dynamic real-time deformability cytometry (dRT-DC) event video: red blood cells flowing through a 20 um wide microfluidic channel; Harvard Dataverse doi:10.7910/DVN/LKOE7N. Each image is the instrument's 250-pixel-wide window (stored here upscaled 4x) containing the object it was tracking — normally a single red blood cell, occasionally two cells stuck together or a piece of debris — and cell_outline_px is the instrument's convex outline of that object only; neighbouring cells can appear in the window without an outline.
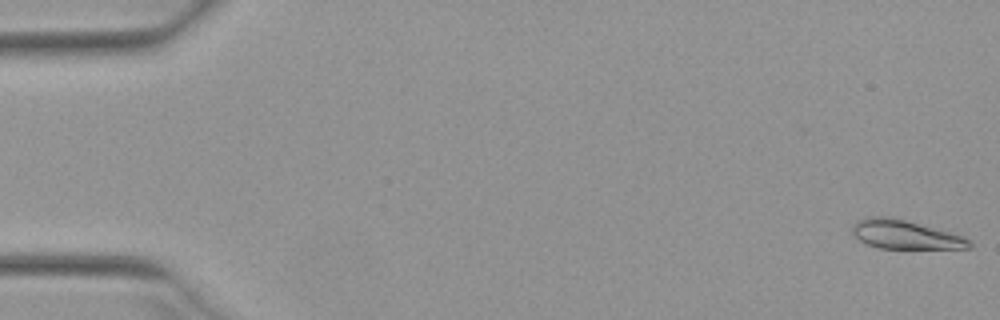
{"species": "Egyptian fruit bat (a non-hibernating species)", "species_latin": "Rousettus aegyptiacus", "temperature_condition": "warm", "stored_images_in_passage": 52, "camera_frame_rate_fps": 3000, "um_per_image_px": 0.085, "animal": {"sex": "female"}, "frame": {"image": 1, "passage_image": 1, "time_ms": 0.0, "image_size_px": [1000, 320], "cell_outline_px": [[972, 248], [880, 248], [864, 244], [852, 232], [852, 224], [856, 220], [868, 216], [888, 216], [904, 220], [964, 236], [972, 240]], "centroid_in_image_um": [76.91, 19.93], "position_along_channel_um": 8.1, "area_um2": 19.59}}
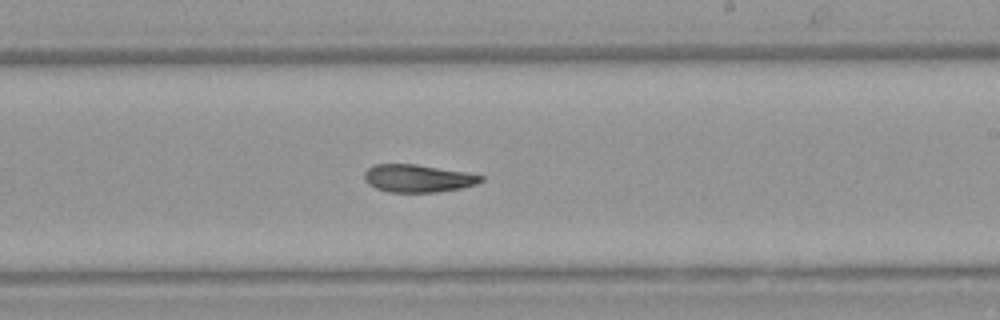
{"frame": {"image": 2, "passage_image": 31, "time_ms": 10.0, "image_size_px": [1000, 320], "cell_outline_px": [[484, 180], [476, 184], [460, 188], [436, 192], [388, 192], [376, 188], [368, 184], [364, 180], [364, 172], [368, 168], [376, 164], [416, 164], [468, 172], [484, 176]], "centroid_in_image_um": [35.52, 15.15], "position_along_channel_um": 253.5, "area_um2": 18.9}}
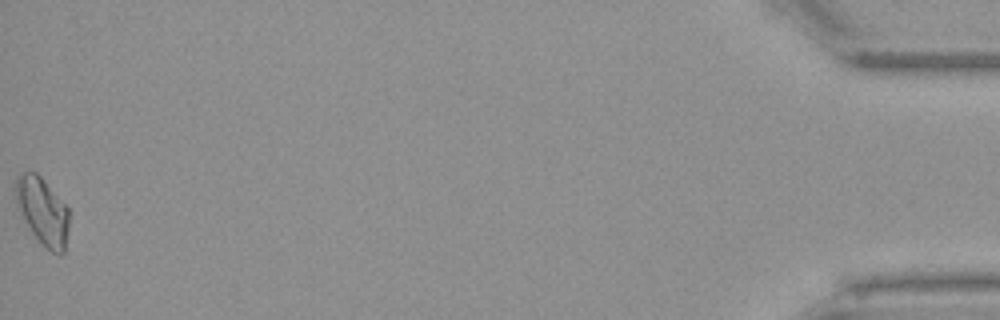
{"frame": {"image": 3, "passage_image": 52, "time_ms": 17.0, "image_size_px": [1000, 320], "cell_outline_px": [[68, 228], [64, 252], [60, 256], [52, 252], [32, 232], [16, 208], [16, 176], [20, 172], [36, 172], [40, 176], [68, 208]], "centroid_in_image_um": [3.6, 17.93], "position_along_channel_um": 431.6, "area_um2": 20.58}, "authors_computed_cell_mechanics": {"area_um2": 19.7098, "velocity_mm_per_s": 3.9612, "shape_relaxation_time_tau1_ms": 10.3093, "shape_relaxation_time_tau2_ms": 5.2996, "deformation_change_tau1": 0.2482, "deformation_change_tau2": 0.1201}}